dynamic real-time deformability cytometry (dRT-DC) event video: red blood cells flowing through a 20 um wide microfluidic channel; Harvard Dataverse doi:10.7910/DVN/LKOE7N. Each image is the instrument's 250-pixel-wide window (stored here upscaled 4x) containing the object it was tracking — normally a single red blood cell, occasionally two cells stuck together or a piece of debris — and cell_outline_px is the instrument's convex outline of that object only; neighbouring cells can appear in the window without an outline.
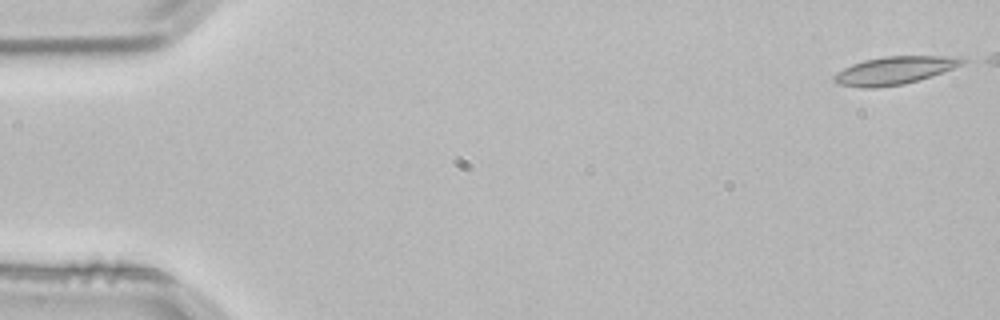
{"species": "common noctule bat (a hibernating species)", "species_latin": "Nyctalus noctula", "temperature_condition": "room temperature", "stored_images_in_passage": 2, "camera_frame_rate_fps": 3000, "um_per_image_px": 0.085, "animal": {"sex": "male", "body_mass_g": 21.5, "forearm_length_mm": 52.0}, "frame": {"image": 1, "passage_image": 2, "time_ms": 0.333, "image_size_px": [1000, 320], "cell_outline_px": [[972, 60], [964, 64], [932, 76], [904, 84], [876, 88], [864, 88], [836, 84], [832, 80], [832, 76], [836, 72], [852, 64], [864, 60], [884, 56], [968, 56]], "centroid_in_image_um": [76.09, 5.98], "position_along_channel_um": 8.9, "area_um2": 21.33}}